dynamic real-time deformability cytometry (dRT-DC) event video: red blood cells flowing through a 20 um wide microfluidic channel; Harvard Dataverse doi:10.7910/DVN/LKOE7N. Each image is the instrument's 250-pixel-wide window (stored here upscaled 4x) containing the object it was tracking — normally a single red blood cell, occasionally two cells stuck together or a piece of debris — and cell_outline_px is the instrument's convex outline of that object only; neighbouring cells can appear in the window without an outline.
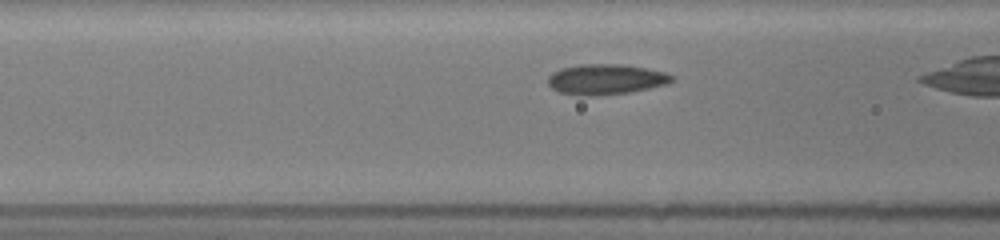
{"species": "common noctule bat (a hibernating species)", "species_latin": "Nyctalus noctula", "temperature_condition": "room temperature", "stored_images_in_passage": 13, "camera_frame_rate_fps": 3000, "um_per_image_px": 0.085, "animal": {"sex": "female", "body_mass_g": 19.5, "forearm_length_mm": 54.1}, "frame": {"image": 1, "passage_image": 4, "time_ms": 1.333, "image_size_px": [1000, 240], "cell_outline_px": [[672, 80], [668, 84], [628, 92], [588, 96], [580, 96], [560, 92], [552, 88], [548, 84], [548, 76], [552, 72], [560, 68], [580, 64], [620, 64], [644, 68], [664, 72], [672, 76]], "centroid_in_image_um": [51.43, 6.74], "position_along_channel_um": 115.2, "area_um2": 21.73}}
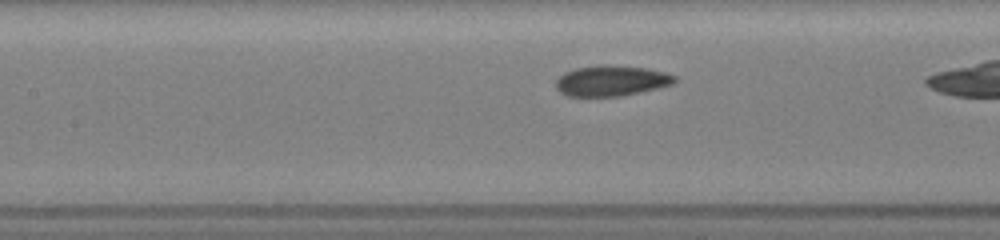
{"frame": {"image": 2, "passage_image": 6, "time_ms": 2.333, "image_size_px": [1000, 240], "cell_outline_px": [[676, 80], [672, 84], [640, 92], [620, 96], [568, 96], [560, 92], [556, 88], [556, 80], [564, 72], [576, 68], [600, 64], [608, 64], [648, 68], [664, 72], [676, 76]], "centroid_in_image_um": [51.95, 6.85], "position_along_channel_um": 155.5, "area_um2": 21.21}}